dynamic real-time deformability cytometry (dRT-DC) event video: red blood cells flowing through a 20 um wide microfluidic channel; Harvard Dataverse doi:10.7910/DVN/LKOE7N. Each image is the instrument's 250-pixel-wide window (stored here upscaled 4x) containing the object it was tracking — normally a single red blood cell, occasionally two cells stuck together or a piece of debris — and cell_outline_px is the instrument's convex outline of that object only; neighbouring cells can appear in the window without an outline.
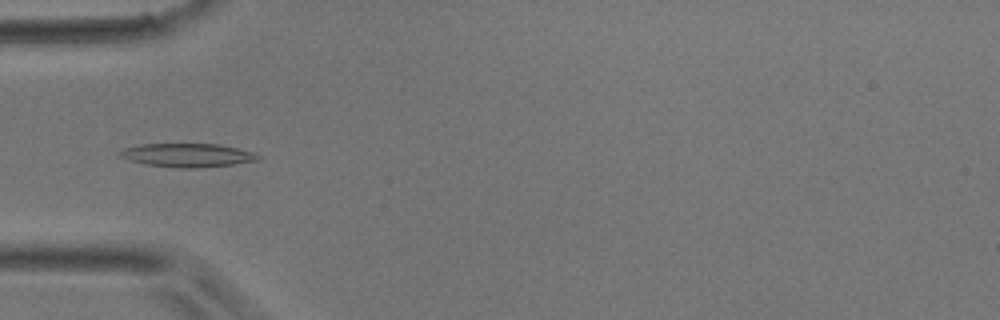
{"species": "common noctule bat (a hibernating species)", "species_latin": "Nyctalus noctula", "temperature_condition": "room temperature", "stored_images_in_passage": 16, "camera_frame_rate_fps": 3000, "um_per_image_px": 0.085, "animal": {"sex": "male", "body_mass_g": 17.9}, "frame": {"image": 1, "passage_image": 5, "time_ms": 1.333, "image_size_px": [1000, 320], "cell_outline_px": [[260, 156], [256, 160], [232, 164], [196, 168], [180, 168], [144, 164], [120, 156], [116, 152], [124, 148], [140, 144], [216, 144], [256, 152]], "centroid_in_image_um": [15.9, 13.18], "position_along_channel_um": 69.1, "area_um2": 18.79}}
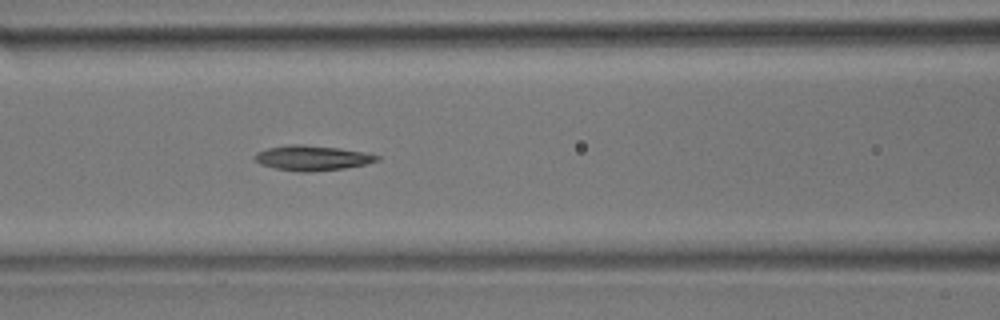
{"frame": {"image": 2, "passage_image": 10, "time_ms": 3.0, "image_size_px": [1000, 320], "cell_outline_px": [[380, 160], [364, 164], [344, 168], [308, 172], [300, 172], [276, 168], [260, 164], [252, 156], [256, 152], [268, 148], [288, 144], [304, 144], [340, 148], [364, 152], [380, 156]], "centroid_in_image_um": [26.51, 13.41], "position_along_channel_um": 140.1, "area_um2": 17.8}}